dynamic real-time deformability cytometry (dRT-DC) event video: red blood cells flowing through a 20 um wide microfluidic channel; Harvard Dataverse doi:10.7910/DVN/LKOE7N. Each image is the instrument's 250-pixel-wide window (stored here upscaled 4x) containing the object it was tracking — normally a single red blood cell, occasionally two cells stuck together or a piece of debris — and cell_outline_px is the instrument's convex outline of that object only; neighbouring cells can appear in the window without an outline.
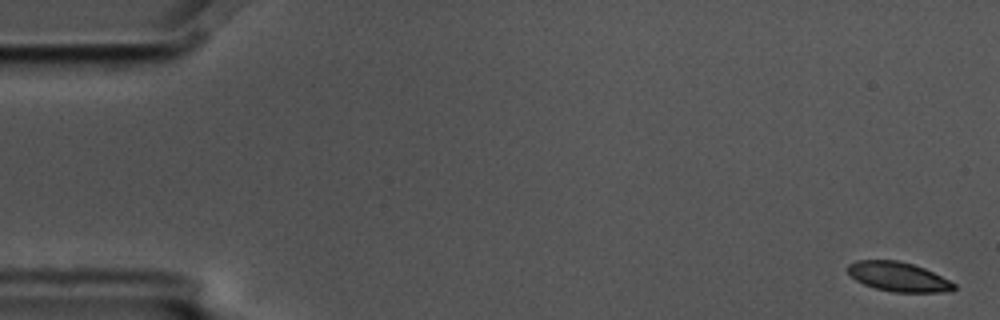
{"species": "common noctule bat (a hibernating species)", "species_latin": "Nyctalus noctula", "temperature_condition": "cold", "stored_images_in_passage": 7, "camera_frame_rate_fps": 3000, "um_per_image_px": 0.085, "animal": {"sex": "male", "body_mass_g": 17.5, "forearm_length_mm": 52.3}, "frame": {"image": 1, "passage_image": 1, "time_ms": 0.0, "image_size_px": [1000, 320], "cell_outline_px": [[956, 288], [952, 292], [896, 292], [876, 288], [864, 284], [856, 280], [848, 272], [848, 264], [856, 260], [900, 260], [924, 268], [956, 284]], "centroid_in_image_um": [76.37, 23.52], "position_along_channel_um": 8.6, "area_um2": 18.09}}
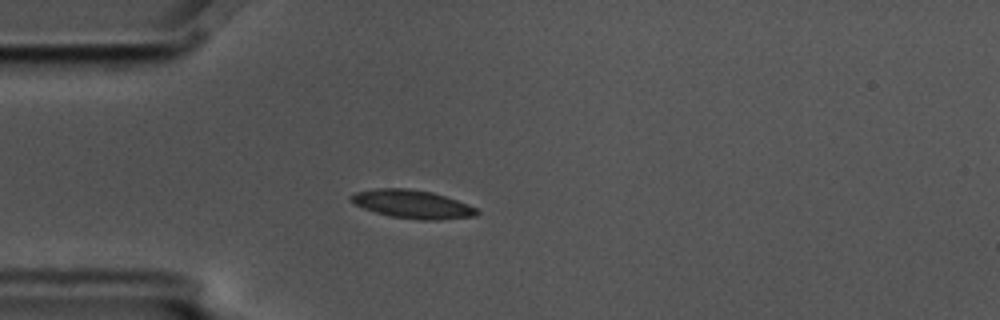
{"frame": {"image": 2, "passage_image": 5, "time_ms": 1.333, "image_size_px": [1000, 320], "cell_outline_px": [[480, 212], [476, 216], [436, 220], [420, 220], [392, 216], [376, 212], [364, 208], [356, 204], [348, 196], [356, 192], [376, 188], [408, 188], [432, 192], [468, 204], [476, 208]], "centroid_in_image_um": [35.07, 17.35], "position_along_channel_um": 49.9, "area_um2": 20.58}}